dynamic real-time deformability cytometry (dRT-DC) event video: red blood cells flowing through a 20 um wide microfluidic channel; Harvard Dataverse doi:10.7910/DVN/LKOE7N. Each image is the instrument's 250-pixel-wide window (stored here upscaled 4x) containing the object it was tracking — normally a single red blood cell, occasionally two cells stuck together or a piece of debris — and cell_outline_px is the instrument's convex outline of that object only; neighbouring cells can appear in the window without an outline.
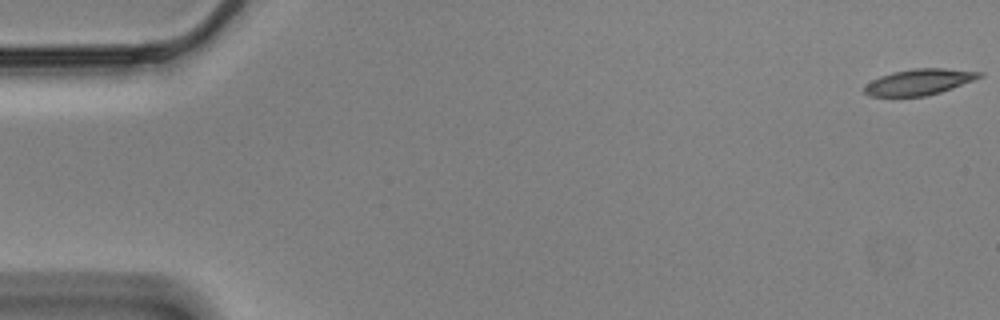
{"species": "Egyptian fruit bat (a non-hibernating species)", "species_latin": "Rousettus aegyptiacus", "temperature_condition": "cold", "stored_images_in_passage": 10, "camera_frame_rate_fps": 3000, "um_per_image_px": 0.085, "animal": {"sex": "male"}, "frame": {"image": 1, "passage_image": 1, "time_ms": 0.0, "image_size_px": [1000, 320], "cell_outline_px": [[984, 76], [952, 88], [940, 92], [924, 96], [868, 96], [864, 92], [864, 84], [880, 76], [892, 72], [912, 68], [944, 68], [984, 72]], "centroid_in_image_um": [78.12, 6.95], "position_along_channel_um": 6.9, "area_um2": 17.46}}